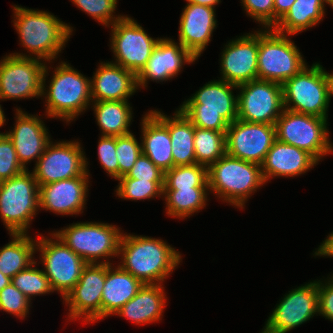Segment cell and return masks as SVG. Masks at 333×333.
Returning a JSON list of instances; mask_svg holds the SVG:
<instances>
[{"mask_svg":"<svg viewBox=\"0 0 333 333\" xmlns=\"http://www.w3.org/2000/svg\"><path fill=\"white\" fill-rule=\"evenodd\" d=\"M121 177L148 181H164L165 172L157 167L146 155L141 154L132 166V169Z\"/></svg>","mask_w":333,"mask_h":333,"instance_id":"44","label":"cell"},{"mask_svg":"<svg viewBox=\"0 0 333 333\" xmlns=\"http://www.w3.org/2000/svg\"><path fill=\"white\" fill-rule=\"evenodd\" d=\"M315 255L322 256H333V233L327 236V239L319 246Z\"/></svg>","mask_w":333,"mask_h":333,"instance_id":"47","label":"cell"},{"mask_svg":"<svg viewBox=\"0 0 333 333\" xmlns=\"http://www.w3.org/2000/svg\"><path fill=\"white\" fill-rule=\"evenodd\" d=\"M209 188L207 166L202 164L174 166L165 172L164 190Z\"/></svg>","mask_w":333,"mask_h":333,"instance_id":"35","label":"cell"},{"mask_svg":"<svg viewBox=\"0 0 333 333\" xmlns=\"http://www.w3.org/2000/svg\"><path fill=\"white\" fill-rule=\"evenodd\" d=\"M16 110L15 128L6 134L13 143L18 161L27 170L26 163L35 158L38 160L50 139L42 120L30 114L28 116L19 109Z\"/></svg>","mask_w":333,"mask_h":333,"instance_id":"23","label":"cell"},{"mask_svg":"<svg viewBox=\"0 0 333 333\" xmlns=\"http://www.w3.org/2000/svg\"><path fill=\"white\" fill-rule=\"evenodd\" d=\"M207 176L210 191L240 208L248 196L265 183L261 165L227 153L207 167Z\"/></svg>","mask_w":333,"mask_h":333,"instance_id":"4","label":"cell"},{"mask_svg":"<svg viewBox=\"0 0 333 333\" xmlns=\"http://www.w3.org/2000/svg\"><path fill=\"white\" fill-rule=\"evenodd\" d=\"M142 154L141 144L132 133L116 137V156L119 163V178L132 169L137 158Z\"/></svg>","mask_w":333,"mask_h":333,"instance_id":"38","label":"cell"},{"mask_svg":"<svg viewBox=\"0 0 333 333\" xmlns=\"http://www.w3.org/2000/svg\"><path fill=\"white\" fill-rule=\"evenodd\" d=\"M52 235L56 241L41 236L36 246L42 252L44 274L50 280L52 289L60 292L64 299L79 281L87 263L55 234Z\"/></svg>","mask_w":333,"mask_h":333,"instance_id":"13","label":"cell"},{"mask_svg":"<svg viewBox=\"0 0 333 333\" xmlns=\"http://www.w3.org/2000/svg\"><path fill=\"white\" fill-rule=\"evenodd\" d=\"M196 58L180 43L171 39H161L154 48L147 64L136 75L137 85L146 86L147 80L164 81L180 72L184 63H192Z\"/></svg>","mask_w":333,"mask_h":333,"instance_id":"21","label":"cell"},{"mask_svg":"<svg viewBox=\"0 0 333 333\" xmlns=\"http://www.w3.org/2000/svg\"><path fill=\"white\" fill-rule=\"evenodd\" d=\"M107 264L101 261L87 264L73 289L64 298L69 305V318L83 317L82 321L95 322L101 319L102 291L106 279Z\"/></svg>","mask_w":333,"mask_h":333,"instance_id":"17","label":"cell"},{"mask_svg":"<svg viewBox=\"0 0 333 333\" xmlns=\"http://www.w3.org/2000/svg\"><path fill=\"white\" fill-rule=\"evenodd\" d=\"M0 100H1V98H0ZM5 121H6L5 116H4V113H3L2 109H1V105H0V127L3 126Z\"/></svg>","mask_w":333,"mask_h":333,"instance_id":"51","label":"cell"},{"mask_svg":"<svg viewBox=\"0 0 333 333\" xmlns=\"http://www.w3.org/2000/svg\"><path fill=\"white\" fill-rule=\"evenodd\" d=\"M36 261L27 269L18 272L11 280L12 284L18 288L29 300L33 295L54 292L50 280L44 271L33 268Z\"/></svg>","mask_w":333,"mask_h":333,"instance_id":"37","label":"cell"},{"mask_svg":"<svg viewBox=\"0 0 333 333\" xmlns=\"http://www.w3.org/2000/svg\"><path fill=\"white\" fill-rule=\"evenodd\" d=\"M296 0H274V26L287 13Z\"/></svg>","mask_w":333,"mask_h":333,"instance_id":"46","label":"cell"},{"mask_svg":"<svg viewBox=\"0 0 333 333\" xmlns=\"http://www.w3.org/2000/svg\"><path fill=\"white\" fill-rule=\"evenodd\" d=\"M325 0H296L272 28L280 34H296L319 23L324 17Z\"/></svg>","mask_w":333,"mask_h":333,"instance_id":"30","label":"cell"},{"mask_svg":"<svg viewBox=\"0 0 333 333\" xmlns=\"http://www.w3.org/2000/svg\"><path fill=\"white\" fill-rule=\"evenodd\" d=\"M14 26L22 46L38 59L50 61L65 46L72 28L45 11L14 6Z\"/></svg>","mask_w":333,"mask_h":333,"instance_id":"3","label":"cell"},{"mask_svg":"<svg viewBox=\"0 0 333 333\" xmlns=\"http://www.w3.org/2000/svg\"><path fill=\"white\" fill-rule=\"evenodd\" d=\"M98 157L109 175L119 179V163L116 156V137L102 136L98 144Z\"/></svg>","mask_w":333,"mask_h":333,"instance_id":"42","label":"cell"},{"mask_svg":"<svg viewBox=\"0 0 333 333\" xmlns=\"http://www.w3.org/2000/svg\"><path fill=\"white\" fill-rule=\"evenodd\" d=\"M50 141L44 153L36 162L32 172L39 187L52 182L83 176L87 171V161L78 142Z\"/></svg>","mask_w":333,"mask_h":333,"instance_id":"15","label":"cell"},{"mask_svg":"<svg viewBox=\"0 0 333 333\" xmlns=\"http://www.w3.org/2000/svg\"><path fill=\"white\" fill-rule=\"evenodd\" d=\"M127 101H93L101 136L118 137L131 133L128 127L132 113Z\"/></svg>","mask_w":333,"mask_h":333,"instance_id":"31","label":"cell"},{"mask_svg":"<svg viewBox=\"0 0 333 333\" xmlns=\"http://www.w3.org/2000/svg\"><path fill=\"white\" fill-rule=\"evenodd\" d=\"M87 14L101 22L103 25H113L123 16L113 17V12L116 9L117 0H72Z\"/></svg>","mask_w":333,"mask_h":333,"instance_id":"40","label":"cell"},{"mask_svg":"<svg viewBox=\"0 0 333 333\" xmlns=\"http://www.w3.org/2000/svg\"><path fill=\"white\" fill-rule=\"evenodd\" d=\"M142 154L163 172L173 167L171 138L168 128L150 111L142 120Z\"/></svg>","mask_w":333,"mask_h":333,"instance_id":"27","label":"cell"},{"mask_svg":"<svg viewBox=\"0 0 333 333\" xmlns=\"http://www.w3.org/2000/svg\"><path fill=\"white\" fill-rule=\"evenodd\" d=\"M30 300L12 282L0 291V309L19 316L26 317Z\"/></svg>","mask_w":333,"mask_h":333,"instance_id":"41","label":"cell"},{"mask_svg":"<svg viewBox=\"0 0 333 333\" xmlns=\"http://www.w3.org/2000/svg\"><path fill=\"white\" fill-rule=\"evenodd\" d=\"M226 131L203 129L194 126L196 163L209 166L226 154Z\"/></svg>","mask_w":333,"mask_h":333,"instance_id":"34","label":"cell"},{"mask_svg":"<svg viewBox=\"0 0 333 333\" xmlns=\"http://www.w3.org/2000/svg\"><path fill=\"white\" fill-rule=\"evenodd\" d=\"M316 313H319L318 281L289 291L270 315L262 333H287Z\"/></svg>","mask_w":333,"mask_h":333,"instance_id":"18","label":"cell"},{"mask_svg":"<svg viewBox=\"0 0 333 333\" xmlns=\"http://www.w3.org/2000/svg\"><path fill=\"white\" fill-rule=\"evenodd\" d=\"M14 239L0 249V272L13 278L18 272L27 269L35 261V240L26 234H10Z\"/></svg>","mask_w":333,"mask_h":333,"instance_id":"32","label":"cell"},{"mask_svg":"<svg viewBox=\"0 0 333 333\" xmlns=\"http://www.w3.org/2000/svg\"><path fill=\"white\" fill-rule=\"evenodd\" d=\"M327 4H329L333 8V0H325Z\"/></svg>","mask_w":333,"mask_h":333,"instance_id":"52","label":"cell"},{"mask_svg":"<svg viewBox=\"0 0 333 333\" xmlns=\"http://www.w3.org/2000/svg\"><path fill=\"white\" fill-rule=\"evenodd\" d=\"M317 163L318 161L307 151L276 139L266 154L261 169L266 182L270 177H294L306 173Z\"/></svg>","mask_w":333,"mask_h":333,"instance_id":"25","label":"cell"},{"mask_svg":"<svg viewBox=\"0 0 333 333\" xmlns=\"http://www.w3.org/2000/svg\"><path fill=\"white\" fill-rule=\"evenodd\" d=\"M38 207L39 185L28 169L0 183V216L10 234H27Z\"/></svg>","mask_w":333,"mask_h":333,"instance_id":"6","label":"cell"},{"mask_svg":"<svg viewBox=\"0 0 333 333\" xmlns=\"http://www.w3.org/2000/svg\"><path fill=\"white\" fill-rule=\"evenodd\" d=\"M25 169L18 161L11 139L5 133H0V178L2 180L15 177Z\"/></svg>","mask_w":333,"mask_h":333,"instance_id":"39","label":"cell"},{"mask_svg":"<svg viewBox=\"0 0 333 333\" xmlns=\"http://www.w3.org/2000/svg\"><path fill=\"white\" fill-rule=\"evenodd\" d=\"M151 112L168 128L172 145L173 167L196 164L192 122L180 109L171 119L160 111Z\"/></svg>","mask_w":333,"mask_h":333,"instance_id":"28","label":"cell"},{"mask_svg":"<svg viewBox=\"0 0 333 333\" xmlns=\"http://www.w3.org/2000/svg\"><path fill=\"white\" fill-rule=\"evenodd\" d=\"M237 119L275 125L284 111L282 84L255 79L238 85Z\"/></svg>","mask_w":333,"mask_h":333,"instance_id":"12","label":"cell"},{"mask_svg":"<svg viewBox=\"0 0 333 333\" xmlns=\"http://www.w3.org/2000/svg\"><path fill=\"white\" fill-rule=\"evenodd\" d=\"M47 93V115L67 122L83 112L93 100L90 80L65 62L56 68Z\"/></svg>","mask_w":333,"mask_h":333,"instance_id":"8","label":"cell"},{"mask_svg":"<svg viewBox=\"0 0 333 333\" xmlns=\"http://www.w3.org/2000/svg\"><path fill=\"white\" fill-rule=\"evenodd\" d=\"M186 1H188V3L200 4L210 8H214L215 7L214 5L220 2V0H186Z\"/></svg>","mask_w":333,"mask_h":333,"instance_id":"48","label":"cell"},{"mask_svg":"<svg viewBox=\"0 0 333 333\" xmlns=\"http://www.w3.org/2000/svg\"><path fill=\"white\" fill-rule=\"evenodd\" d=\"M328 77H329V82H330V96H332L333 95V74L328 73Z\"/></svg>","mask_w":333,"mask_h":333,"instance_id":"50","label":"cell"},{"mask_svg":"<svg viewBox=\"0 0 333 333\" xmlns=\"http://www.w3.org/2000/svg\"><path fill=\"white\" fill-rule=\"evenodd\" d=\"M88 172L66 180L39 187V208L58 214H79L83 210L88 191Z\"/></svg>","mask_w":333,"mask_h":333,"instance_id":"20","label":"cell"},{"mask_svg":"<svg viewBox=\"0 0 333 333\" xmlns=\"http://www.w3.org/2000/svg\"><path fill=\"white\" fill-rule=\"evenodd\" d=\"M161 284H146L115 314L129 318L135 324L159 321L165 307V296Z\"/></svg>","mask_w":333,"mask_h":333,"instance_id":"29","label":"cell"},{"mask_svg":"<svg viewBox=\"0 0 333 333\" xmlns=\"http://www.w3.org/2000/svg\"><path fill=\"white\" fill-rule=\"evenodd\" d=\"M282 92L285 109L327 119L330 82L328 73L319 63L313 64L310 69L305 66L285 81Z\"/></svg>","mask_w":333,"mask_h":333,"instance_id":"5","label":"cell"},{"mask_svg":"<svg viewBox=\"0 0 333 333\" xmlns=\"http://www.w3.org/2000/svg\"><path fill=\"white\" fill-rule=\"evenodd\" d=\"M111 47L116 63L136 75L147 64L160 39H153L133 19L123 16L112 25Z\"/></svg>","mask_w":333,"mask_h":333,"instance_id":"14","label":"cell"},{"mask_svg":"<svg viewBox=\"0 0 333 333\" xmlns=\"http://www.w3.org/2000/svg\"><path fill=\"white\" fill-rule=\"evenodd\" d=\"M125 271L146 284H161L180 263L181 255L163 240L122 235L119 254Z\"/></svg>","mask_w":333,"mask_h":333,"instance_id":"1","label":"cell"},{"mask_svg":"<svg viewBox=\"0 0 333 333\" xmlns=\"http://www.w3.org/2000/svg\"><path fill=\"white\" fill-rule=\"evenodd\" d=\"M209 188H179V190H164L166 196L167 214L176 218H185L198 212L205 206Z\"/></svg>","mask_w":333,"mask_h":333,"instance_id":"33","label":"cell"},{"mask_svg":"<svg viewBox=\"0 0 333 333\" xmlns=\"http://www.w3.org/2000/svg\"><path fill=\"white\" fill-rule=\"evenodd\" d=\"M90 87L95 101H123L138 88L137 76L116 63H101Z\"/></svg>","mask_w":333,"mask_h":333,"instance_id":"24","label":"cell"},{"mask_svg":"<svg viewBox=\"0 0 333 333\" xmlns=\"http://www.w3.org/2000/svg\"><path fill=\"white\" fill-rule=\"evenodd\" d=\"M258 32L232 40L221 57L222 80L241 85L258 79Z\"/></svg>","mask_w":333,"mask_h":333,"instance_id":"19","label":"cell"},{"mask_svg":"<svg viewBox=\"0 0 333 333\" xmlns=\"http://www.w3.org/2000/svg\"><path fill=\"white\" fill-rule=\"evenodd\" d=\"M258 79L283 84L306 65L294 42L272 28L258 32Z\"/></svg>","mask_w":333,"mask_h":333,"instance_id":"7","label":"cell"},{"mask_svg":"<svg viewBox=\"0 0 333 333\" xmlns=\"http://www.w3.org/2000/svg\"><path fill=\"white\" fill-rule=\"evenodd\" d=\"M326 122V118L284 109L275 123L276 139L307 151L319 161L333 150Z\"/></svg>","mask_w":333,"mask_h":333,"instance_id":"9","label":"cell"},{"mask_svg":"<svg viewBox=\"0 0 333 333\" xmlns=\"http://www.w3.org/2000/svg\"><path fill=\"white\" fill-rule=\"evenodd\" d=\"M87 264H96L102 257L119 256L122 233L105 223H76L54 233Z\"/></svg>","mask_w":333,"mask_h":333,"instance_id":"10","label":"cell"},{"mask_svg":"<svg viewBox=\"0 0 333 333\" xmlns=\"http://www.w3.org/2000/svg\"><path fill=\"white\" fill-rule=\"evenodd\" d=\"M111 267V264H107L106 279L102 291L101 318L115 314L144 285L121 266L115 270Z\"/></svg>","mask_w":333,"mask_h":333,"instance_id":"26","label":"cell"},{"mask_svg":"<svg viewBox=\"0 0 333 333\" xmlns=\"http://www.w3.org/2000/svg\"><path fill=\"white\" fill-rule=\"evenodd\" d=\"M214 8L187 3L179 27V43L196 59L210 42L216 27Z\"/></svg>","mask_w":333,"mask_h":333,"instance_id":"22","label":"cell"},{"mask_svg":"<svg viewBox=\"0 0 333 333\" xmlns=\"http://www.w3.org/2000/svg\"><path fill=\"white\" fill-rule=\"evenodd\" d=\"M11 278L5 276L0 272V291L11 283Z\"/></svg>","mask_w":333,"mask_h":333,"instance_id":"49","label":"cell"},{"mask_svg":"<svg viewBox=\"0 0 333 333\" xmlns=\"http://www.w3.org/2000/svg\"><path fill=\"white\" fill-rule=\"evenodd\" d=\"M116 193L122 199L142 200L163 195L164 181L139 180L120 177Z\"/></svg>","mask_w":333,"mask_h":333,"instance_id":"36","label":"cell"},{"mask_svg":"<svg viewBox=\"0 0 333 333\" xmlns=\"http://www.w3.org/2000/svg\"><path fill=\"white\" fill-rule=\"evenodd\" d=\"M249 16L265 25V29L274 27V0H242Z\"/></svg>","mask_w":333,"mask_h":333,"instance_id":"43","label":"cell"},{"mask_svg":"<svg viewBox=\"0 0 333 333\" xmlns=\"http://www.w3.org/2000/svg\"><path fill=\"white\" fill-rule=\"evenodd\" d=\"M237 85L224 80L205 84L180 110L196 127L226 131L229 124L237 120L238 98L232 95Z\"/></svg>","mask_w":333,"mask_h":333,"instance_id":"2","label":"cell"},{"mask_svg":"<svg viewBox=\"0 0 333 333\" xmlns=\"http://www.w3.org/2000/svg\"><path fill=\"white\" fill-rule=\"evenodd\" d=\"M36 57L10 54L0 61V98L20 99L45 95L47 67Z\"/></svg>","mask_w":333,"mask_h":333,"instance_id":"11","label":"cell"},{"mask_svg":"<svg viewBox=\"0 0 333 333\" xmlns=\"http://www.w3.org/2000/svg\"><path fill=\"white\" fill-rule=\"evenodd\" d=\"M226 153L261 165L276 140L275 125L235 120L226 133Z\"/></svg>","mask_w":333,"mask_h":333,"instance_id":"16","label":"cell"},{"mask_svg":"<svg viewBox=\"0 0 333 333\" xmlns=\"http://www.w3.org/2000/svg\"><path fill=\"white\" fill-rule=\"evenodd\" d=\"M319 314L333 321V276L324 285L318 281Z\"/></svg>","mask_w":333,"mask_h":333,"instance_id":"45","label":"cell"}]
</instances>
